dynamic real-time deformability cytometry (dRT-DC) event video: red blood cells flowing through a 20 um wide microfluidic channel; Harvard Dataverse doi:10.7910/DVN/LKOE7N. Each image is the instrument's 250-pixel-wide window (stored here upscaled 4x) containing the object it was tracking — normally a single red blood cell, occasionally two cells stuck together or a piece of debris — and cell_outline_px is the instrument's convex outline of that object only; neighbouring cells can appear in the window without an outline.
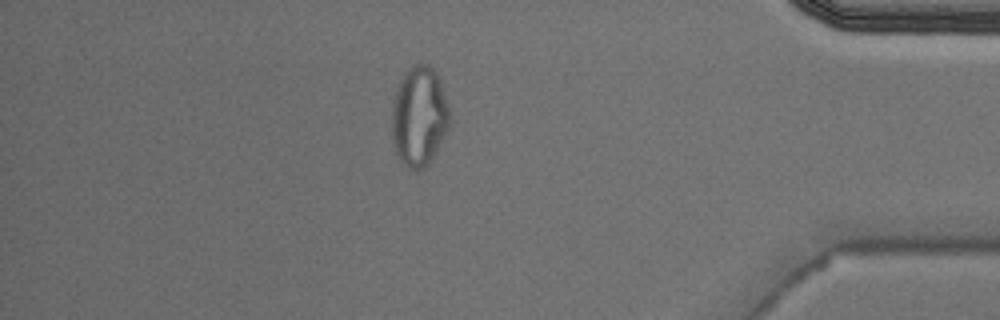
{"species": "Egyptian fruit bat (a non-hibernating species)", "species_latin": "Rousettus aegyptiacus", "temperature_condition": "cold", "stored_images_in_passage": 53, "camera_frame_rate_fps": 3000, "um_per_image_px": 0.085, "animal": {"sex": "male"}, "frame": {"image": 1, "passage_image": 46, "time_ms": 15.0, "image_size_px": [1000, 320], "cell_outline_px": [[452, 120], [444, 136], [428, 164], [424, 168], [416, 172], [408, 168], [396, 156], [392, 144], [392, 104], [396, 88], [404, 72], [412, 64], [428, 64], [436, 68], [440, 76]], "centroid_in_image_um": [35.63, 9.86], "position_along_channel_um": 399.6, "area_um2": 34.45}, "authors_computed_cell_mechanics": {"area_um2": 27.2238, "velocity_mm_per_s": 3.6902, "shape_relaxation_time_tau1_ms": null, "shape_relaxation_time_tau2_ms": 1.1886, "deformation_change_tau1": null, "deformation_change_tau2": 0.0595}}